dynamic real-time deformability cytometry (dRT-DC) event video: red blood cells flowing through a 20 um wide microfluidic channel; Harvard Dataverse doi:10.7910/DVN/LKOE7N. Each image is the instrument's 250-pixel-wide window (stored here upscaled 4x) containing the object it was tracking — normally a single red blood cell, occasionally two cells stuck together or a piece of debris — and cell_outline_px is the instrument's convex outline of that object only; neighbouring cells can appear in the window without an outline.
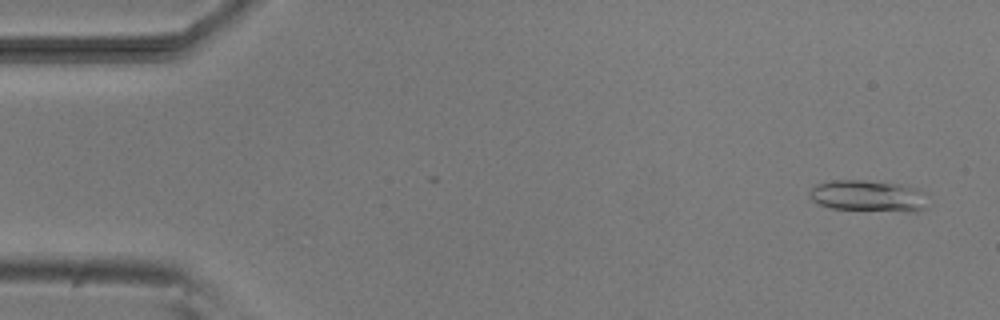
{"species": "common noctule bat (a hibernating species)", "species_latin": "Nyctalus noctula", "temperature_condition": "room temperature", "stored_images_in_passage": 53, "camera_frame_rate_fps": 3000, "um_per_image_px": 0.085, "animal": {"sex": "male", "body_mass_g": 20.5, "forearm_length_mm": 52.5}, "frame": {"image": 1, "passage_image": 3, "time_ms": 0.667, "image_size_px": [1000, 320], "cell_outline_px": [[924, 208], [916, 212], [908, 212], [832, 208], [820, 204], [812, 200], [808, 196], [812, 188], [816, 184], [836, 180], [864, 180], [900, 184], [916, 188], [924, 192]], "centroid_in_image_um": [73.79, 16.65], "position_along_channel_um": 11.2, "area_um2": 21.5}}
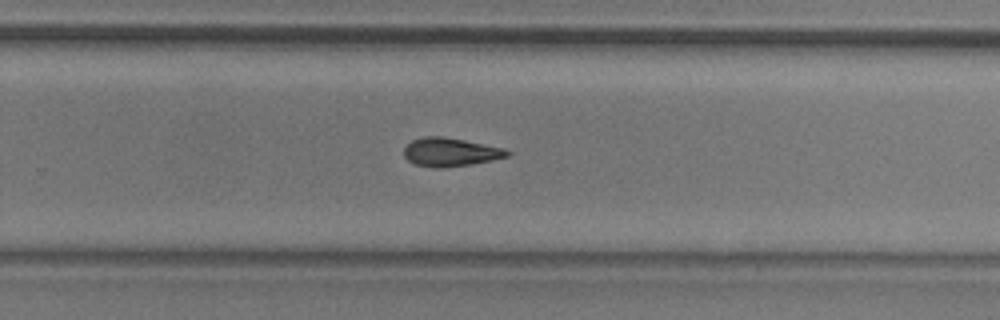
{"frame": {"image": 2, "passage_image": 34, "time_ms": 11.0, "image_size_px": [1000, 320], "cell_outline_px": [[512, 152], [508, 156], [492, 160], [444, 168], [436, 168], [416, 164], [408, 160], [404, 156], [404, 148], [412, 140], [424, 136], [444, 136], [504, 148]], "centroid_in_image_um": [38.28, 12.92], "position_along_channel_um": 291.5, "area_um2": 17.05}}
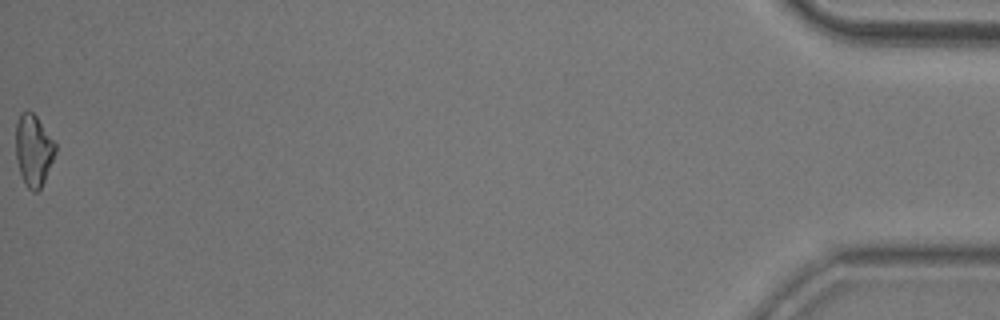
{"frame": {"image": 3, "passage_image": 53, "time_ms": 17.333, "image_size_px": [1000, 320], "cell_outline_px": [[56, 152], [44, 180], [40, 188], [36, 192], [32, 192], [24, 184], [16, 160], [16, 124], [20, 112], [28, 108], [36, 116], [56, 144]], "centroid_in_image_um": [2.83, 12.75], "position_along_channel_um": 432.4, "area_um2": 16.53}, "authors_computed_cell_mechanics": {"area_um2": 17.051, "velocity_mm_per_s": 3.8348, "shape_relaxation_time_tau1_ms": 5.8206, "shape_relaxation_time_tau2_ms": null, "deformation_change_tau1": 0.1544, "deformation_change_tau2": null}}